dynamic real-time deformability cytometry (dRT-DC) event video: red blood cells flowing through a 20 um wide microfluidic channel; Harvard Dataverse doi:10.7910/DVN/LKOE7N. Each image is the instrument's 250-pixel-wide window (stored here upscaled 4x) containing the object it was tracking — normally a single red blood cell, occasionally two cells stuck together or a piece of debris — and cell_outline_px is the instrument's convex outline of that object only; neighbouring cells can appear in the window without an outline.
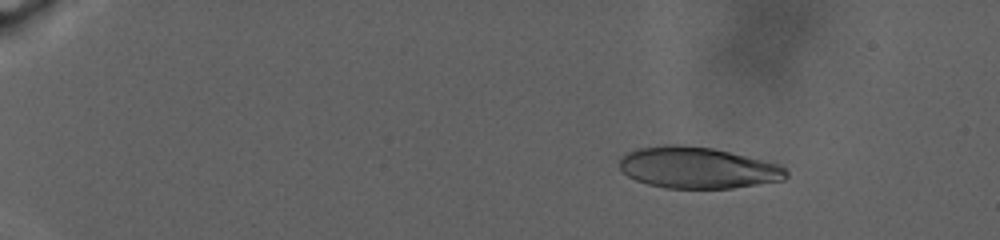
{"species": "human", "species_latin": "Homo sapiens", "temperature_condition": "warm", "stored_images_in_passage": 29, "camera_frame_rate_fps": 3000, "um_per_image_px": 0.085, "donor": {"sex": "male"}, "frame": {"image": 1, "passage_image": 20, "time_ms": 5.0, "image_size_px": [1000, 240], "cell_outline_px": [[788, 176], [784, 180], [732, 188], [664, 188], [648, 184], [636, 180], [628, 176], [620, 168], [620, 160], [628, 152], [636, 148], [664, 144], [676, 144], [712, 148], [780, 164], [788, 172]], "centroid_in_image_um": [59.3, 14.25], "position_along_channel_um": 25.7, "area_um2": 40.11}}